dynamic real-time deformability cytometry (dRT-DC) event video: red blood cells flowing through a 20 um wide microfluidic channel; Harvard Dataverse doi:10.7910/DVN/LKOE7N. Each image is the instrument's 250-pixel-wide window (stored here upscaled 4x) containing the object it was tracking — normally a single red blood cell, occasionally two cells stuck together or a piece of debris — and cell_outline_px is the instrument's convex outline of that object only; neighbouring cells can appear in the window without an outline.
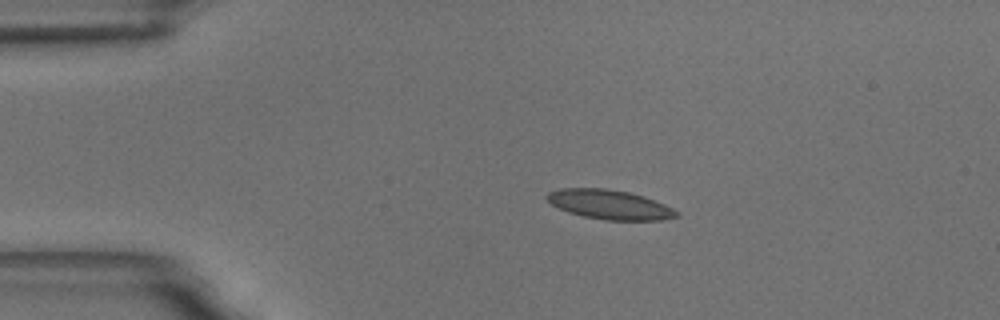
{"species": "common noctule bat (a hibernating species)", "species_latin": "Nyctalus noctula", "temperature_condition": "room temperature", "stored_images_in_passage": 5, "camera_frame_rate_fps": 3000, "um_per_image_px": 0.085, "animal": {"sex": "male", "body_mass_g": 18.8}, "frame": {"image": 1, "passage_image": 3, "time_ms": 2.333, "image_size_px": [1000, 320], "cell_outline_px": [[680, 216], [664, 220], [604, 220], [584, 216], [568, 212], [552, 204], [544, 196], [548, 192], [560, 188], [604, 188], [628, 192], [644, 196], [664, 204], [680, 212]], "centroid_in_image_um": [51.84, 17.39], "position_along_channel_um": 33.2, "area_um2": 22.25}}